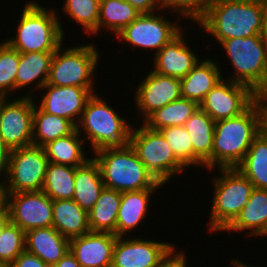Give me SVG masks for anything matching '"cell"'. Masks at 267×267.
<instances>
[{
	"mask_svg": "<svg viewBox=\"0 0 267 267\" xmlns=\"http://www.w3.org/2000/svg\"><path fill=\"white\" fill-rule=\"evenodd\" d=\"M263 130L261 95L242 114L215 122L212 169L236 168ZM217 165V166H216Z\"/></svg>",
	"mask_w": 267,
	"mask_h": 267,
	"instance_id": "cell-1",
	"label": "cell"
},
{
	"mask_svg": "<svg viewBox=\"0 0 267 267\" xmlns=\"http://www.w3.org/2000/svg\"><path fill=\"white\" fill-rule=\"evenodd\" d=\"M263 0H211L196 21L219 43L261 33Z\"/></svg>",
	"mask_w": 267,
	"mask_h": 267,
	"instance_id": "cell-2",
	"label": "cell"
},
{
	"mask_svg": "<svg viewBox=\"0 0 267 267\" xmlns=\"http://www.w3.org/2000/svg\"><path fill=\"white\" fill-rule=\"evenodd\" d=\"M105 188L119 192L157 189L163 184L157 182L140 161L130 144L121 147H105L96 150Z\"/></svg>",
	"mask_w": 267,
	"mask_h": 267,
	"instance_id": "cell-3",
	"label": "cell"
},
{
	"mask_svg": "<svg viewBox=\"0 0 267 267\" xmlns=\"http://www.w3.org/2000/svg\"><path fill=\"white\" fill-rule=\"evenodd\" d=\"M55 10L48 11L35 1L25 4L17 35L6 42L19 53L55 52L62 44L64 31Z\"/></svg>",
	"mask_w": 267,
	"mask_h": 267,
	"instance_id": "cell-4",
	"label": "cell"
},
{
	"mask_svg": "<svg viewBox=\"0 0 267 267\" xmlns=\"http://www.w3.org/2000/svg\"><path fill=\"white\" fill-rule=\"evenodd\" d=\"M97 94L94 93L85 105L76 126L78 133L82 134L81 130H84V140L91 141L94 152L105 147L128 145L132 126Z\"/></svg>",
	"mask_w": 267,
	"mask_h": 267,
	"instance_id": "cell-5",
	"label": "cell"
},
{
	"mask_svg": "<svg viewBox=\"0 0 267 267\" xmlns=\"http://www.w3.org/2000/svg\"><path fill=\"white\" fill-rule=\"evenodd\" d=\"M234 68L230 81L249 86L259 96L267 92V43L261 35L223 40L220 43Z\"/></svg>",
	"mask_w": 267,
	"mask_h": 267,
	"instance_id": "cell-6",
	"label": "cell"
},
{
	"mask_svg": "<svg viewBox=\"0 0 267 267\" xmlns=\"http://www.w3.org/2000/svg\"><path fill=\"white\" fill-rule=\"evenodd\" d=\"M219 171L222 175L213 180L209 232L224 231L240 214L254 189L236 168H219Z\"/></svg>",
	"mask_w": 267,
	"mask_h": 267,
	"instance_id": "cell-7",
	"label": "cell"
},
{
	"mask_svg": "<svg viewBox=\"0 0 267 267\" xmlns=\"http://www.w3.org/2000/svg\"><path fill=\"white\" fill-rule=\"evenodd\" d=\"M62 46L57 48L52 57L47 84L93 88L92 78L100 59L98 49L92 43L64 51L61 50Z\"/></svg>",
	"mask_w": 267,
	"mask_h": 267,
	"instance_id": "cell-8",
	"label": "cell"
},
{
	"mask_svg": "<svg viewBox=\"0 0 267 267\" xmlns=\"http://www.w3.org/2000/svg\"><path fill=\"white\" fill-rule=\"evenodd\" d=\"M129 144L147 171L163 185L185 168L175 157L161 132L149 129L144 124L138 130L132 127Z\"/></svg>",
	"mask_w": 267,
	"mask_h": 267,
	"instance_id": "cell-9",
	"label": "cell"
},
{
	"mask_svg": "<svg viewBox=\"0 0 267 267\" xmlns=\"http://www.w3.org/2000/svg\"><path fill=\"white\" fill-rule=\"evenodd\" d=\"M49 161L43 147L29 145L11 150L5 188L9 193L42 191Z\"/></svg>",
	"mask_w": 267,
	"mask_h": 267,
	"instance_id": "cell-10",
	"label": "cell"
},
{
	"mask_svg": "<svg viewBox=\"0 0 267 267\" xmlns=\"http://www.w3.org/2000/svg\"><path fill=\"white\" fill-rule=\"evenodd\" d=\"M8 98L0 97V136L11 150L32 145L34 99Z\"/></svg>",
	"mask_w": 267,
	"mask_h": 267,
	"instance_id": "cell-11",
	"label": "cell"
},
{
	"mask_svg": "<svg viewBox=\"0 0 267 267\" xmlns=\"http://www.w3.org/2000/svg\"><path fill=\"white\" fill-rule=\"evenodd\" d=\"M258 96L247 85L222 79L206 94L199 107L216 122L242 114Z\"/></svg>",
	"mask_w": 267,
	"mask_h": 267,
	"instance_id": "cell-12",
	"label": "cell"
},
{
	"mask_svg": "<svg viewBox=\"0 0 267 267\" xmlns=\"http://www.w3.org/2000/svg\"><path fill=\"white\" fill-rule=\"evenodd\" d=\"M167 18L153 13L140 14L131 24L126 26L116 36L134 48L140 47L156 50L158 53L163 46L175 38L182 29L172 24Z\"/></svg>",
	"mask_w": 267,
	"mask_h": 267,
	"instance_id": "cell-13",
	"label": "cell"
},
{
	"mask_svg": "<svg viewBox=\"0 0 267 267\" xmlns=\"http://www.w3.org/2000/svg\"><path fill=\"white\" fill-rule=\"evenodd\" d=\"M53 200L43 191L9 193L8 215L10 222L24 232L42 227H51Z\"/></svg>",
	"mask_w": 267,
	"mask_h": 267,
	"instance_id": "cell-14",
	"label": "cell"
},
{
	"mask_svg": "<svg viewBox=\"0 0 267 267\" xmlns=\"http://www.w3.org/2000/svg\"><path fill=\"white\" fill-rule=\"evenodd\" d=\"M117 237L111 267H158L175 248L168 242Z\"/></svg>",
	"mask_w": 267,
	"mask_h": 267,
	"instance_id": "cell-15",
	"label": "cell"
},
{
	"mask_svg": "<svg viewBox=\"0 0 267 267\" xmlns=\"http://www.w3.org/2000/svg\"><path fill=\"white\" fill-rule=\"evenodd\" d=\"M135 92V105L145 121L156 110L181 98V82L178 78L150 71Z\"/></svg>",
	"mask_w": 267,
	"mask_h": 267,
	"instance_id": "cell-16",
	"label": "cell"
},
{
	"mask_svg": "<svg viewBox=\"0 0 267 267\" xmlns=\"http://www.w3.org/2000/svg\"><path fill=\"white\" fill-rule=\"evenodd\" d=\"M41 89L48 90L39 107L48 114L70 120L75 126L82 116L88 99L95 93L93 88L54 86L47 83Z\"/></svg>",
	"mask_w": 267,
	"mask_h": 267,
	"instance_id": "cell-17",
	"label": "cell"
},
{
	"mask_svg": "<svg viewBox=\"0 0 267 267\" xmlns=\"http://www.w3.org/2000/svg\"><path fill=\"white\" fill-rule=\"evenodd\" d=\"M117 236L109 232H89L70 240L69 251L81 267H111Z\"/></svg>",
	"mask_w": 267,
	"mask_h": 267,
	"instance_id": "cell-18",
	"label": "cell"
},
{
	"mask_svg": "<svg viewBox=\"0 0 267 267\" xmlns=\"http://www.w3.org/2000/svg\"><path fill=\"white\" fill-rule=\"evenodd\" d=\"M182 32L163 46L158 53L154 54V58H152L154 59L152 71L161 75L182 79L199 62V56L186 44Z\"/></svg>",
	"mask_w": 267,
	"mask_h": 267,
	"instance_id": "cell-19",
	"label": "cell"
},
{
	"mask_svg": "<svg viewBox=\"0 0 267 267\" xmlns=\"http://www.w3.org/2000/svg\"><path fill=\"white\" fill-rule=\"evenodd\" d=\"M187 130L193 145V166H204L212 170V148L215 121L200 107L186 121Z\"/></svg>",
	"mask_w": 267,
	"mask_h": 267,
	"instance_id": "cell-20",
	"label": "cell"
},
{
	"mask_svg": "<svg viewBox=\"0 0 267 267\" xmlns=\"http://www.w3.org/2000/svg\"><path fill=\"white\" fill-rule=\"evenodd\" d=\"M69 243L70 240L53 226L34 228L25 232V250L51 267L69 251Z\"/></svg>",
	"mask_w": 267,
	"mask_h": 267,
	"instance_id": "cell-21",
	"label": "cell"
},
{
	"mask_svg": "<svg viewBox=\"0 0 267 267\" xmlns=\"http://www.w3.org/2000/svg\"><path fill=\"white\" fill-rule=\"evenodd\" d=\"M222 76L220 67L215 61L199 60L194 68L180 79L181 97L200 104L206 94L223 79Z\"/></svg>",
	"mask_w": 267,
	"mask_h": 267,
	"instance_id": "cell-22",
	"label": "cell"
},
{
	"mask_svg": "<svg viewBox=\"0 0 267 267\" xmlns=\"http://www.w3.org/2000/svg\"><path fill=\"white\" fill-rule=\"evenodd\" d=\"M52 226L65 238L71 240L91 231L88 212L73 199L53 200Z\"/></svg>",
	"mask_w": 267,
	"mask_h": 267,
	"instance_id": "cell-23",
	"label": "cell"
},
{
	"mask_svg": "<svg viewBox=\"0 0 267 267\" xmlns=\"http://www.w3.org/2000/svg\"><path fill=\"white\" fill-rule=\"evenodd\" d=\"M155 191L156 189H143L122 192L116 223L117 237H125L141 224L148 210L150 196Z\"/></svg>",
	"mask_w": 267,
	"mask_h": 267,
	"instance_id": "cell-24",
	"label": "cell"
},
{
	"mask_svg": "<svg viewBox=\"0 0 267 267\" xmlns=\"http://www.w3.org/2000/svg\"><path fill=\"white\" fill-rule=\"evenodd\" d=\"M267 226V190L254 188L245 207L225 231L248 230L250 236H260ZM251 229V230H250Z\"/></svg>",
	"mask_w": 267,
	"mask_h": 267,
	"instance_id": "cell-25",
	"label": "cell"
},
{
	"mask_svg": "<svg viewBox=\"0 0 267 267\" xmlns=\"http://www.w3.org/2000/svg\"><path fill=\"white\" fill-rule=\"evenodd\" d=\"M105 188L101 171L94 158L76 167L73 200L89 213Z\"/></svg>",
	"mask_w": 267,
	"mask_h": 267,
	"instance_id": "cell-26",
	"label": "cell"
},
{
	"mask_svg": "<svg viewBox=\"0 0 267 267\" xmlns=\"http://www.w3.org/2000/svg\"><path fill=\"white\" fill-rule=\"evenodd\" d=\"M54 52L20 53L19 66L15 79V91L33 84L41 88L47 83Z\"/></svg>",
	"mask_w": 267,
	"mask_h": 267,
	"instance_id": "cell-27",
	"label": "cell"
},
{
	"mask_svg": "<svg viewBox=\"0 0 267 267\" xmlns=\"http://www.w3.org/2000/svg\"><path fill=\"white\" fill-rule=\"evenodd\" d=\"M257 189L267 190V133L253 140L243 161L236 167Z\"/></svg>",
	"mask_w": 267,
	"mask_h": 267,
	"instance_id": "cell-28",
	"label": "cell"
},
{
	"mask_svg": "<svg viewBox=\"0 0 267 267\" xmlns=\"http://www.w3.org/2000/svg\"><path fill=\"white\" fill-rule=\"evenodd\" d=\"M75 129L71 134L60 137L43 146L49 162L61 165L78 167L85 164L90 158H86L83 150L85 140Z\"/></svg>",
	"mask_w": 267,
	"mask_h": 267,
	"instance_id": "cell-29",
	"label": "cell"
},
{
	"mask_svg": "<svg viewBox=\"0 0 267 267\" xmlns=\"http://www.w3.org/2000/svg\"><path fill=\"white\" fill-rule=\"evenodd\" d=\"M122 192L104 188L98 200L89 211L91 232H109L116 236L117 215Z\"/></svg>",
	"mask_w": 267,
	"mask_h": 267,
	"instance_id": "cell-30",
	"label": "cell"
},
{
	"mask_svg": "<svg viewBox=\"0 0 267 267\" xmlns=\"http://www.w3.org/2000/svg\"><path fill=\"white\" fill-rule=\"evenodd\" d=\"M76 126L66 118L44 112L34 103L32 144L43 147L47 143L71 134Z\"/></svg>",
	"mask_w": 267,
	"mask_h": 267,
	"instance_id": "cell-31",
	"label": "cell"
},
{
	"mask_svg": "<svg viewBox=\"0 0 267 267\" xmlns=\"http://www.w3.org/2000/svg\"><path fill=\"white\" fill-rule=\"evenodd\" d=\"M198 108L197 102L181 97L153 112L143 124L157 131L169 126H184Z\"/></svg>",
	"mask_w": 267,
	"mask_h": 267,
	"instance_id": "cell-32",
	"label": "cell"
},
{
	"mask_svg": "<svg viewBox=\"0 0 267 267\" xmlns=\"http://www.w3.org/2000/svg\"><path fill=\"white\" fill-rule=\"evenodd\" d=\"M76 168L49 162L42 191L52 200L73 199Z\"/></svg>",
	"mask_w": 267,
	"mask_h": 267,
	"instance_id": "cell-33",
	"label": "cell"
},
{
	"mask_svg": "<svg viewBox=\"0 0 267 267\" xmlns=\"http://www.w3.org/2000/svg\"><path fill=\"white\" fill-rule=\"evenodd\" d=\"M141 13L126 0H100L98 33L101 27L116 35L131 24Z\"/></svg>",
	"mask_w": 267,
	"mask_h": 267,
	"instance_id": "cell-34",
	"label": "cell"
},
{
	"mask_svg": "<svg viewBox=\"0 0 267 267\" xmlns=\"http://www.w3.org/2000/svg\"><path fill=\"white\" fill-rule=\"evenodd\" d=\"M100 0H66L63 12L83 27L85 33H98Z\"/></svg>",
	"mask_w": 267,
	"mask_h": 267,
	"instance_id": "cell-35",
	"label": "cell"
},
{
	"mask_svg": "<svg viewBox=\"0 0 267 267\" xmlns=\"http://www.w3.org/2000/svg\"><path fill=\"white\" fill-rule=\"evenodd\" d=\"M20 53L6 41L0 44V97H8L15 92V79L19 66Z\"/></svg>",
	"mask_w": 267,
	"mask_h": 267,
	"instance_id": "cell-36",
	"label": "cell"
},
{
	"mask_svg": "<svg viewBox=\"0 0 267 267\" xmlns=\"http://www.w3.org/2000/svg\"><path fill=\"white\" fill-rule=\"evenodd\" d=\"M175 157L186 167L193 165V145L184 126H169L159 130Z\"/></svg>",
	"mask_w": 267,
	"mask_h": 267,
	"instance_id": "cell-37",
	"label": "cell"
},
{
	"mask_svg": "<svg viewBox=\"0 0 267 267\" xmlns=\"http://www.w3.org/2000/svg\"><path fill=\"white\" fill-rule=\"evenodd\" d=\"M25 250V232L9 222L0 235V264L9 267Z\"/></svg>",
	"mask_w": 267,
	"mask_h": 267,
	"instance_id": "cell-38",
	"label": "cell"
},
{
	"mask_svg": "<svg viewBox=\"0 0 267 267\" xmlns=\"http://www.w3.org/2000/svg\"><path fill=\"white\" fill-rule=\"evenodd\" d=\"M211 0H162L163 9L173 8L174 12L181 16L197 21L205 12L207 4Z\"/></svg>",
	"mask_w": 267,
	"mask_h": 267,
	"instance_id": "cell-39",
	"label": "cell"
},
{
	"mask_svg": "<svg viewBox=\"0 0 267 267\" xmlns=\"http://www.w3.org/2000/svg\"><path fill=\"white\" fill-rule=\"evenodd\" d=\"M9 267H51L36 255L24 250Z\"/></svg>",
	"mask_w": 267,
	"mask_h": 267,
	"instance_id": "cell-40",
	"label": "cell"
},
{
	"mask_svg": "<svg viewBox=\"0 0 267 267\" xmlns=\"http://www.w3.org/2000/svg\"><path fill=\"white\" fill-rule=\"evenodd\" d=\"M135 7L141 14L153 13L154 10H163L160 0H126Z\"/></svg>",
	"mask_w": 267,
	"mask_h": 267,
	"instance_id": "cell-41",
	"label": "cell"
},
{
	"mask_svg": "<svg viewBox=\"0 0 267 267\" xmlns=\"http://www.w3.org/2000/svg\"><path fill=\"white\" fill-rule=\"evenodd\" d=\"M175 248L167 255V257L159 264L158 267H187V257L184 253H175Z\"/></svg>",
	"mask_w": 267,
	"mask_h": 267,
	"instance_id": "cell-42",
	"label": "cell"
},
{
	"mask_svg": "<svg viewBox=\"0 0 267 267\" xmlns=\"http://www.w3.org/2000/svg\"><path fill=\"white\" fill-rule=\"evenodd\" d=\"M11 149L6 145L2 137L0 136V175L4 176L8 169V163L10 160Z\"/></svg>",
	"mask_w": 267,
	"mask_h": 267,
	"instance_id": "cell-43",
	"label": "cell"
},
{
	"mask_svg": "<svg viewBox=\"0 0 267 267\" xmlns=\"http://www.w3.org/2000/svg\"><path fill=\"white\" fill-rule=\"evenodd\" d=\"M8 197L9 192L5 188L4 183L0 181V219L9 218L8 215Z\"/></svg>",
	"mask_w": 267,
	"mask_h": 267,
	"instance_id": "cell-44",
	"label": "cell"
},
{
	"mask_svg": "<svg viewBox=\"0 0 267 267\" xmlns=\"http://www.w3.org/2000/svg\"><path fill=\"white\" fill-rule=\"evenodd\" d=\"M52 267H81L76 258L68 251L55 265Z\"/></svg>",
	"mask_w": 267,
	"mask_h": 267,
	"instance_id": "cell-45",
	"label": "cell"
},
{
	"mask_svg": "<svg viewBox=\"0 0 267 267\" xmlns=\"http://www.w3.org/2000/svg\"><path fill=\"white\" fill-rule=\"evenodd\" d=\"M260 35L267 43V0H263L262 29Z\"/></svg>",
	"mask_w": 267,
	"mask_h": 267,
	"instance_id": "cell-46",
	"label": "cell"
},
{
	"mask_svg": "<svg viewBox=\"0 0 267 267\" xmlns=\"http://www.w3.org/2000/svg\"><path fill=\"white\" fill-rule=\"evenodd\" d=\"M261 109L263 114V131L267 133V98L261 95Z\"/></svg>",
	"mask_w": 267,
	"mask_h": 267,
	"instance_id": "cell-47",
	"label": "cell"
},
{
	"mask_svg": "<svg viewBox=\"0 0 267 267\" xmlns=\"http://www.w3.org/2000/svg\"><path fill=\"white\" fill-rule=\"evenodd\" d=\"M10 222V218H1L0 219V235L5 228V226Z\"/></svg>",
	"mask_w": 267,
	"mask_h": 267,
	"instance_id": "cell-48",
	"label": "cell"
},
{
	"mask_svg": "<svg viewBox=\"0 0 267 267\" xmlns=\"http://www.w3.org/2000/svg\"><path fill=\"white\" fill-rule=\"evenodd\" d=\"M231 263L235 267H253V266H251V265L249 266V265H247L245 263L243 264L242 261L240 262L239 260H236V259L235 260L232 259V262Z\"/></svg>",
	"mask_w": 267,
	"mask_h": 267,
	"instance_id": "cell-49",
	"label": "cell"
},
{
	"mask_svg": "<svg viewBox=\"0 0 267 267\" xmlns=\"http://www.w3.org/2000/svg\"><path fill=\"white\" fill-rule=\"evenodd\" d=\"M267 236V226H266V228L264 229V231H263V233L260 235V236Z\"/></svg>",
	"mask_w": 267,
	"mask_h": 267,
	"instance_id": "cell-50",
	"label": "cell"
}]
</instances>
